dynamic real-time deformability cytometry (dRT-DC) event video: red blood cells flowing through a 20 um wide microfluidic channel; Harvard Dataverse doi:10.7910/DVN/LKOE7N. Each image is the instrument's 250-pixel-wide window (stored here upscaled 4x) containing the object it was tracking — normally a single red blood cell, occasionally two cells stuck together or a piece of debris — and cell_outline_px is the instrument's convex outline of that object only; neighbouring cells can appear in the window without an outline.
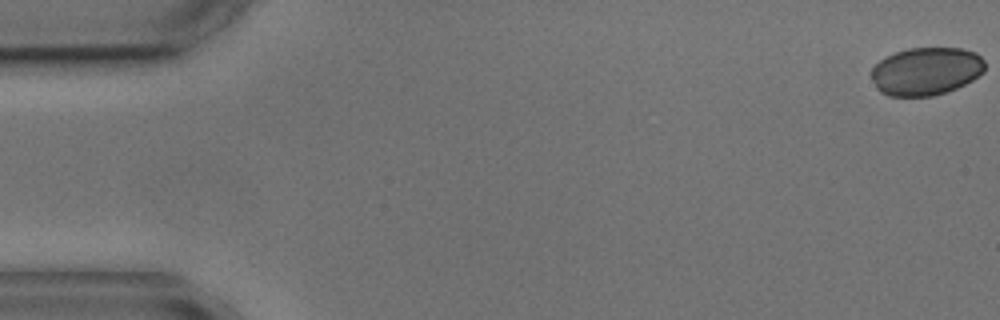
{"species": "common noctule bat (a hibernating species)", "species_latin": "Nyctalus noctula", "temperature_condition": "cold", "stored_images_in_passage": 5, "camera_frame_rate_fps": 3000, "um_per_image_px": 0.085, "animal": {"sex": "male", "body_mass_g": 17.9, "forearm_length_mm": 54.2}, "frame": {"image": 1, "passage_image": 1, "time_ms": 0.0, "image_size_px": [1000, 320], "cell_outline_px": [[984, 72], [972, 80], [956, 88], [932, 96], [888, 96], [880, 92], [876, 88], [872, 76], [872, 68], [884, 56], [908, 48], [960, 48], [976, 52], [984, 60]], "centroid_in_image_um": [78.71, 6.05], "position_along_channel_um": 6.3, "area_um2": 31.73}}